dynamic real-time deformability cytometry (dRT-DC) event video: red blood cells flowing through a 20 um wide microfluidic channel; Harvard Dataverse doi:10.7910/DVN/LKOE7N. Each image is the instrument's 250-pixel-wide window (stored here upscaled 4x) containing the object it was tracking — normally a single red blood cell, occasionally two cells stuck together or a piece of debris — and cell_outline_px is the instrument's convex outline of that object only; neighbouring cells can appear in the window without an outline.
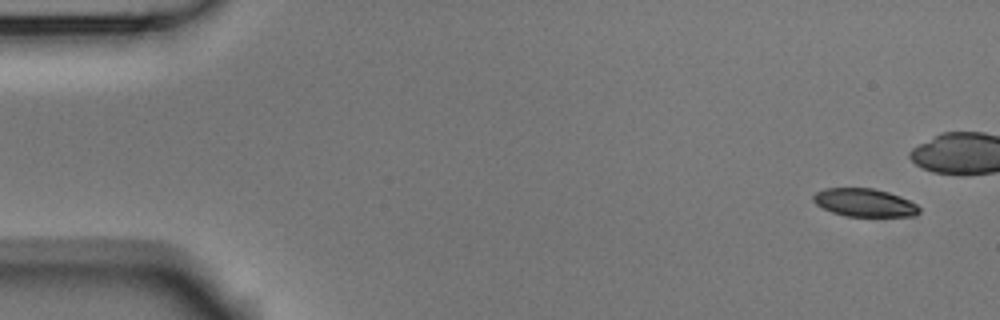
{"species": "Egyptian fruit bat (a non-hibernating species)", "species_latin": "Rousettus aegyptiacus", "temperature_condition": "room temperature", "stored_images_in_passage": 5, "camera_frame_rate_fps": 3000, "um_per_image_px": 0.085, "animal": {"sex": "male"}, "frame": {"image": 1, "passage_image": 1, "time_ms": 0.0, "image_size_px": [1000, 320], "cell_outline_px": [[920, 212], [916, 216], [844, 216], [832, 212], [816, 204], [812, 200], [812, 196], [816, 192], [824, 188], [872, 188], [888, 192], [900, 196], [916, 204], [920, 208]], "centroid_in_image_um": [73.48, 17.22], "position_along_channel_um": 11.5, "area_um2": 17.34}}